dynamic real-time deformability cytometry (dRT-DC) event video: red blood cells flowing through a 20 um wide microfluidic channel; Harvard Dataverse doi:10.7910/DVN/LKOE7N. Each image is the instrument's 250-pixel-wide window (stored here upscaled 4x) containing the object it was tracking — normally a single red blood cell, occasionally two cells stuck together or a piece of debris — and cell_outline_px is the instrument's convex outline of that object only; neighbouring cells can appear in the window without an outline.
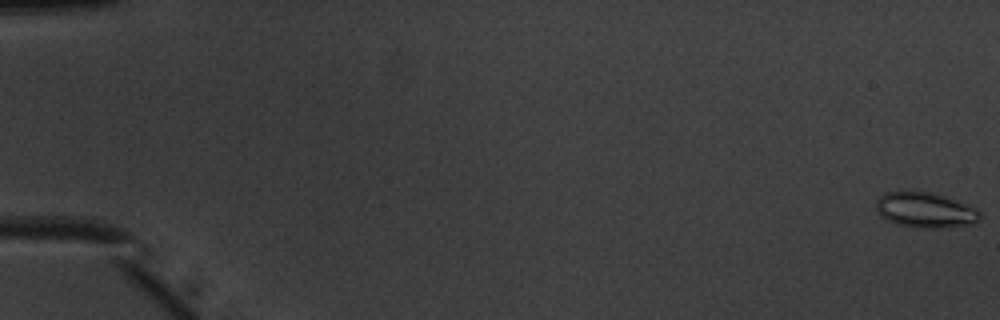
{"species": "common noctule bat (a hibernating species)", "species_latin": "Nyctalus noctula", "temperature_condition": "warm", "stored_images_in_passage": 8, "camera_frame_rate_fps": 3000, "um_per_image_px": 0.085, "animal": {"sex": "male", "body_mass_g": 20.1, "forearm_length_mm": 53.5}, "frame": {"image": 1, "passage_image": 1, "time_ms": 0.0, "image_size_px": [1000, 320], "cell_outline_px": [[984, 216], [980, 220], [972, 224], [948, 228], [920, 228], [896, 224], [880, 216], [876, 208], [876, 200], [884, 192], [932, 192], [944, 196], [976, 208]], "centroid_in_image_um": [78.68, 17.88], "position_along_channel_um": 6.3, "area_um2": 21.5}}